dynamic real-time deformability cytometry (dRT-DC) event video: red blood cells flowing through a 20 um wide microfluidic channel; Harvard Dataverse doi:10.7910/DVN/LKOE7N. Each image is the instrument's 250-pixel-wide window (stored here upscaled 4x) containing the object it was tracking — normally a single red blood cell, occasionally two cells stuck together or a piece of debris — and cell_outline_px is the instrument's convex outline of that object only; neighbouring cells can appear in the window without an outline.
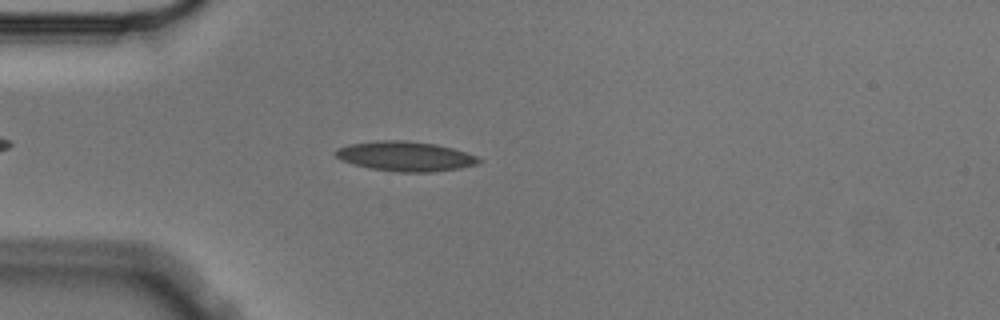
{"species": "Egyptian fruit bat (a non-hibernating species)", "species_latin": "Rousettus aegyptiacus", "temperature_condition": "cold", "stored_images_in_passage": 4, "camera_frame_rate_fps": 3000, "um_per_image_px": 0.085, "animal": {"sex": "male"}, "frame": {"image": 1, "passage_image": 4, "time_ms": 1.0, "image_size_px": [1000, 320], "cell_outline_px": [[480, 164], [460, 168], [432, 172], [396, 172], [372, 168], [352, 164], [340, 160], [336, 156], [336, 148], [348, 144], [376, 140], [408, 140], [436, 144], [452, 148], [476, 156], [480, 160]], "centroid_in_image_um": [34.43, 13.28], "position_along_channel_um": 50.6, "area_um2": 24.91}}